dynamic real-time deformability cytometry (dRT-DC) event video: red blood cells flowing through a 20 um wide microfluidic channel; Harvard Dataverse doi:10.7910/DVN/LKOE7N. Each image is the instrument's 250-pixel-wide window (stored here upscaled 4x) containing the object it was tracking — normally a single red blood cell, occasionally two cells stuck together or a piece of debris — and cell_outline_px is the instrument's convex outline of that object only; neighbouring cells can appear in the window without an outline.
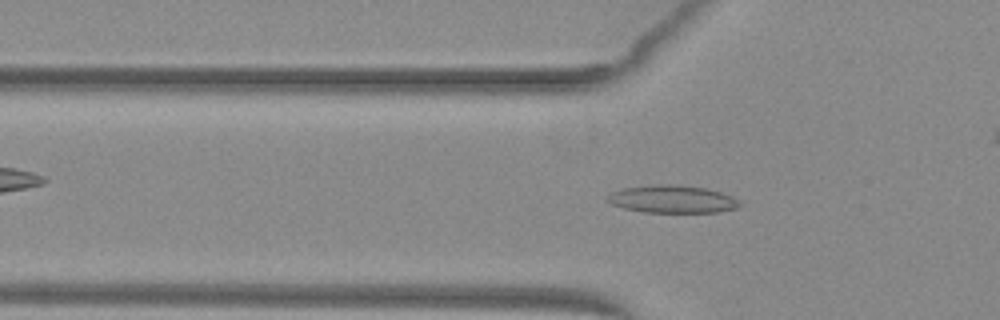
{"species": "common noctule bat (a hibernating species)", "species_latin": "Nyctalus noctula", "temperature_condition": "warm", "stored_images_in_passage": 50, "camera_frame_rate_fps": 3000, "um_per_image_px": 0.085, "animal": {"sex": "female", "body_mass_g": 29.2, "forearm_length_mm": 56.3}, "frame": {"image": 1, "passage_image": 15, "time_ms": 4.667, "image_size_px": [1000, 320], "cell_outline_px": [[740, 204], [736, 208], [720, 212], [644, 212], [624, 208], [612, 204], [604, 200], [604, 196], [612, 192], [624, 188], [660, 184], [672, 184], [704, 188], [720, 192], [732, 196]], "centroid_in_image_um": [57.09, 16.93], "position_along_channel_um": 68.7, "area_um2": 21.15}}
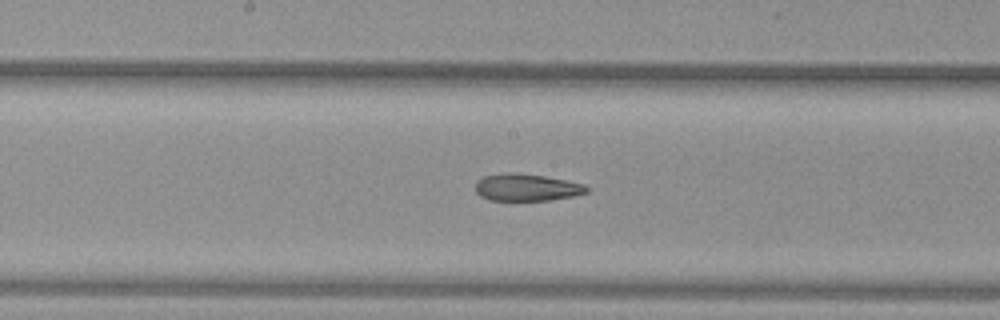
{"frame": {"image": 2, "passage_image": 25, "time_ms": 8.0, "image_size_px": [1000, 320], "cell_outline_px": [[588, 192], [572, 196], [548, 200], [488, 200], [480, 196], [476, 192], [476, 180], [484, 176], [508, 172], [512, 172], [544, 176], [584, 184], [588, 188]], "centroid_in_image_um": [44.72, 15.93], "position_along_channel_um": 203.5, "area_um2": 17.46}}
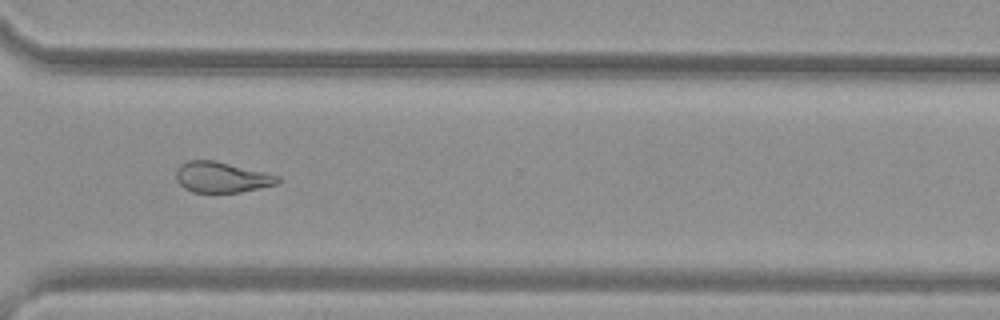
{"frame": {"image": 3, "passage_image": 36, "time_ms": 11.667, "image_size_px": [1000, 320], "cell_outline_px": [[280, 184], [240, 192], [192, 192], [184, 188], [176, 180], [176, 168], [180, 164], [188, 160], [212, 160], [264, 172], [280, 176]], "centroid_in_image_um": [18.83, 15.07], "position_along_channel_um": 351.8, "area_um2": 18.15}, "authors_computed_cell_mechanics": {"area_um2": 20.2011, "velocity_mm_per_s": 4.0547, "shape_relaxation_time_tau1_ms": null, "shape_relaxation_time_tau2_ms": 3.3221, "deformation_change_tau1": null, "deformation_change_tau2": 0.1226}}